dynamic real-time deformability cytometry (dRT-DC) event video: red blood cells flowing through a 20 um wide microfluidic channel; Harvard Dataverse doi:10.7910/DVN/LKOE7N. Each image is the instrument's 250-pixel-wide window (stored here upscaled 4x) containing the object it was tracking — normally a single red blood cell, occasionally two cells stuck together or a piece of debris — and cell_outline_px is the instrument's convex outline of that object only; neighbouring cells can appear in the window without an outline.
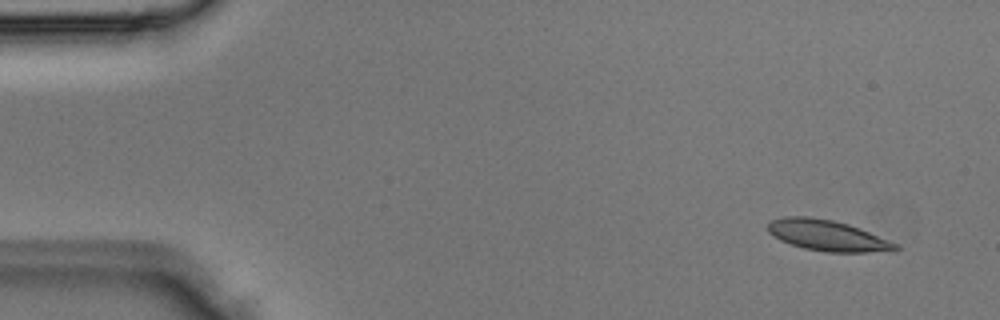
{"species": "Egyptian fruit bat (a non-hibernating species)", "species_latin": "Rousettus aegyptiacus", "temperature_condition": "room temperature", "stored_images_in_passage": 3, "camera_frame_rate_fps": 3000, "um_per_image_px": 0.085, "animal": {"sex": "male"}, "frame": {"image": 1, "passage_image": 1, "time_ms": 0.0, "image_size_px": [1000, 320], "cell_outline_px": [[900, 248], [896, 252], [824, 252], [804, 248], [780, 240], [772, 236], [768, 232], [768, 224], [772, 220], [784, 216], [808, 216], [832, 220], [848, 224], [860, 228], [900, 244]], "centroid_in_image_um": [70.4, 20.03], "position_along_channel_um": 14.6, "area_um2": 23.24}}